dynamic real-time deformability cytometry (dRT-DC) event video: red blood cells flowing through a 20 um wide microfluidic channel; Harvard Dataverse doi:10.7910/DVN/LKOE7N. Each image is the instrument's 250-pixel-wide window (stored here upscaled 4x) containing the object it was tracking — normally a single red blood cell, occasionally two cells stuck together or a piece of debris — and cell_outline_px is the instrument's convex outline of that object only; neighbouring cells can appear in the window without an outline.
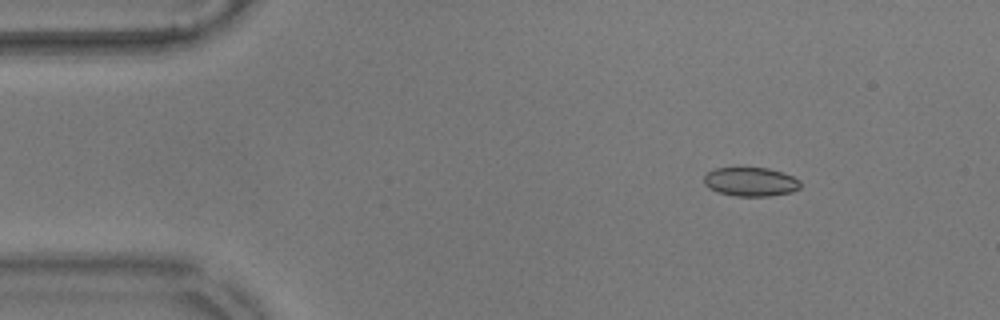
{"species": "common noctule bat (a hibernating species)", "species_latin": "Nyctalus noctula", "temperature_condition": "warm", "stored_images_in_passage": 53, "camera_frame_rate_fps": 3000, "um_per_image_px": 0.085, "animal": {"sex": "male", "body_mass_g": 17.9}, "frame": {"image": 1, "passage_image": 4, "time_ms": 1.0, "image_size_px": [1000, 320], "cell_outline_px": [[800, 188], [792, 192], [768, 196], [736, 196], [720, 192], [708, 188], [704, 184], [704, 176], [708, 172], [716, 168], [768, 168], [792, 176], [800, 180]], "centroid_in_image_um": [63.8, 15.45], "position_along_channel_um": 21.2, "area_um2": 16.13}}
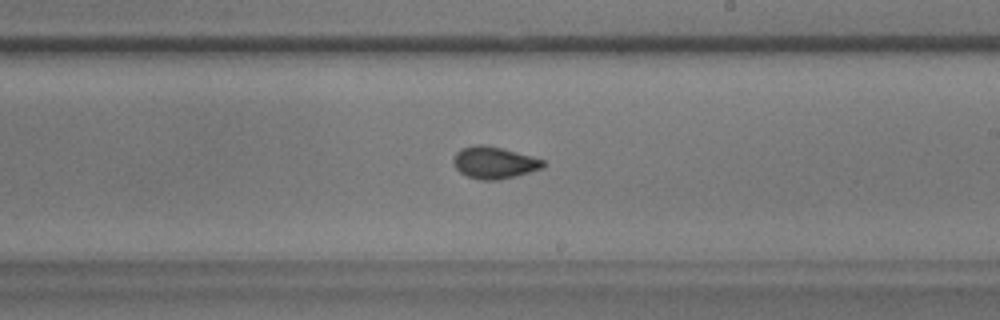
{"frame": {"image": 2, "passage_image": 29, "time_ms": 9.333, "image_size_px": [1000, 320], "cell_outline_px": [[544, 168], [516, 176], [500, 180], [480, 180], [468, 176], [460, 172], [456, 168], [452, 160], [456, 152], [460, 148], [476, 144], [484, 144], [532, 156], [544, 160]], "centroid_in_image_um": [41.99, 13.82], "position_along_channel_um": 247.0, "area_um2": 16.76}}
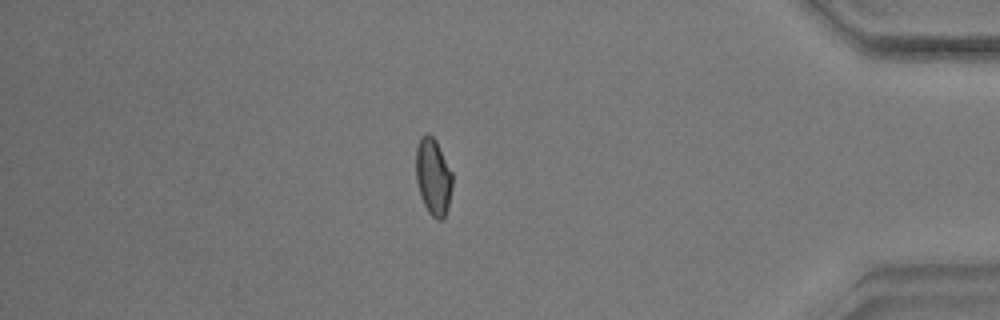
{"frame": {"image": 3, "passage_image": 45, "time_ms": 14.667, "image_size_px": [1000, 320], "cell_outline_px": [[452, 188], [448, 204], [444, 216], [440, 220], [436, 220], [428, 212], [424, 204], [416, 180], [416, 148], [420, 136], [428, 132], [436, 140], [452, 172]], "centroid_in_image_um": [36.81, 14.98], "position_along_channel_um": 398.4, "area_um2": 16.24}, "authors_computed_cell_mechanics": {"area_um2": 16.3574, "velocity_mm_per_s": 3.5669, "shape_relaxation_time_tau1_ms": 3.7437, "shape_relaxation_time_tau2_ms": 1.1289, "deformation_change_tau1": 0.0906, "deformation_change_tau2": 0.0433}}